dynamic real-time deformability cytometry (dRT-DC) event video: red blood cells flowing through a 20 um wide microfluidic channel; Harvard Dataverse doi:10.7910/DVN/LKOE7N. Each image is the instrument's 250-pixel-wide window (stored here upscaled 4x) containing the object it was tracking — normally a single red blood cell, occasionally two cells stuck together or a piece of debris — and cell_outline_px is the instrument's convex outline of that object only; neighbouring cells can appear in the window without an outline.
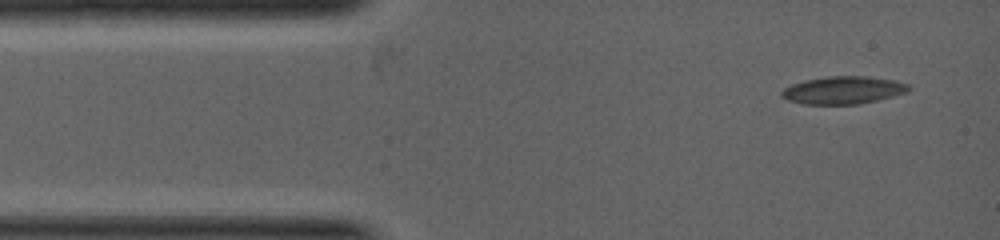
{"species": "common noctule bat (a hibernating species)", "species_latin": "Nyctalus noctula", "temperature_condition": "warm", "stored_images_in_passage": 6, "camera_frame_rate_fps": 5000, "um_per_image_px": 0.085, "animal": {"sex": "female", "body_mass_g": 19.0, "forearm_length_mm": 53.3}, "frame": {"image": 1, "passage_image": 1, "time_ms": 0.0, "image_size_px": [1000, 240], "cell_outline_px": [[912, 88], [908, 92], [860, 104], [804, 104], [788, 100], [780, 96], [780, 92], [784, 88], [792, 84], [804, 80], [828, 76], [868, 76], [896, 80], [908, 84]], "centroid_in_image_um": [71.68, 7.65], "position_along_channel_um": 13.3, "area_um2": 20.58}}